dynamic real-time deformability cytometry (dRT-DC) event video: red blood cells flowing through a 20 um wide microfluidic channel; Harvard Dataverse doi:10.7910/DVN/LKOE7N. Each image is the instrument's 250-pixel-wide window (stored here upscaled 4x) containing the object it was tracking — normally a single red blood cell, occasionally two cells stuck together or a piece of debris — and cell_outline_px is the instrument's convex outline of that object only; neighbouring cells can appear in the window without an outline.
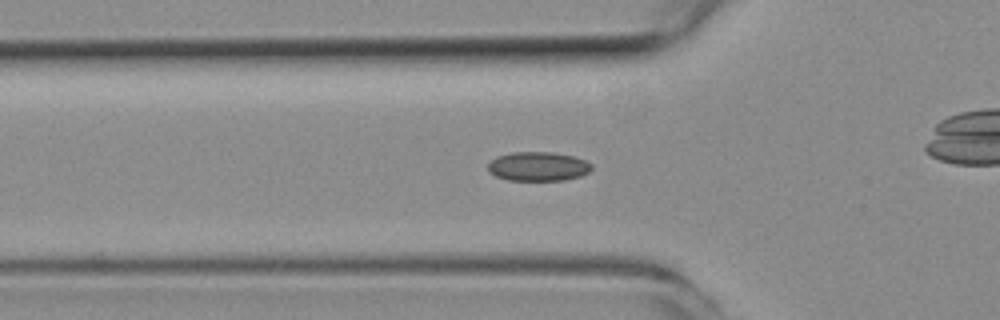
{"species": "common noctule bat (a hibernating species)", "species_latin": "Nyctalus noctula", "temperature_condition": "room temperature", "stored_images_in_passage": 46, "camera_frame_rate_fps": 3000, "um_per_image_px": 0.085, "animal": {"sex": "female", "body_mass_g": 19.3, "forearm_length_mm": 54.1}, "frame": {"image": 1, "passage_image": 15, "time_ms": 4.667, "image_size_px": [1000, 320], "cell_outline_px": [[592, 168], [588, 172], [580, 176], [564, 180], [508, 180], [496, 176], [488, 172], [488, 164], [496, 156], [512, 152], [552, 152], [572, 156], [584, 160], [592, 164]], "centroid_in_image_um": [45.72, 14.14], "position_along_channel_um": 80.1, "area_um2": 17.57}}
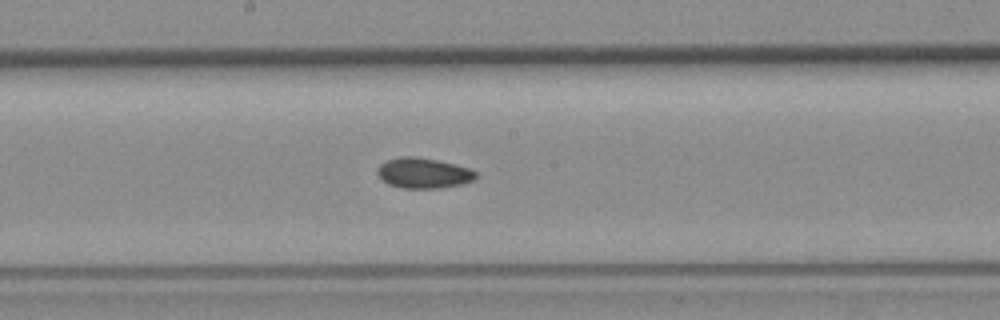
{"frame": {"image": 2, "passage_image": 25, "time_ms": 8.0, "image_size_px": [1000, 320], "cell_outline_px": [[476, 176], [472, 180], [460, 184], [440, 188], [400, 188], [388, 184], [376, 172], [376, 168], [380, 164], [388, 160], [404, 156], [412, 156], [436, 160], [468, 168], [476, 172]], "centroid_in_image_um": [35.95, 14.72], "position_along_channel_um": 212.3, "area_um2": 17.11}}
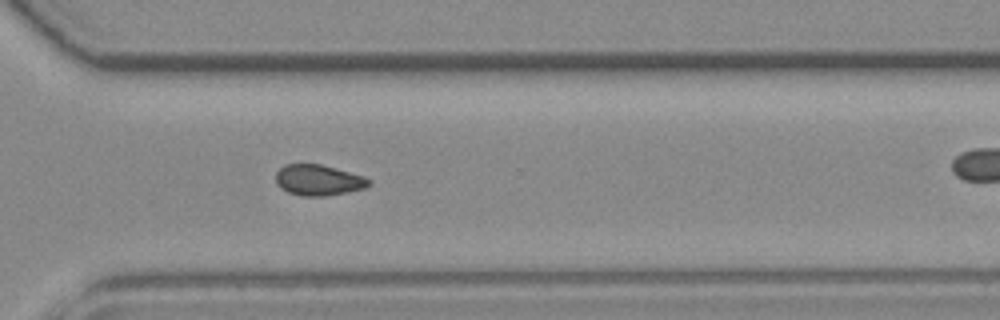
{"frame": {"image": 3, "passage_image": 35, "time_ms": 11.333, "image_size_px": [1000, 320], "cell_outline_px": [[372, 180], [364, 188], [348, 192], [324, 196], [300, 196], [288, 192], [280, 188], [276, 184], [276, 172], [284, 164], [320, 164], [364, 176]], "centroid_in_image_um": [27.03, 15.31], "position_along_channel_um": 343.6, "area_um2": 16.7}}